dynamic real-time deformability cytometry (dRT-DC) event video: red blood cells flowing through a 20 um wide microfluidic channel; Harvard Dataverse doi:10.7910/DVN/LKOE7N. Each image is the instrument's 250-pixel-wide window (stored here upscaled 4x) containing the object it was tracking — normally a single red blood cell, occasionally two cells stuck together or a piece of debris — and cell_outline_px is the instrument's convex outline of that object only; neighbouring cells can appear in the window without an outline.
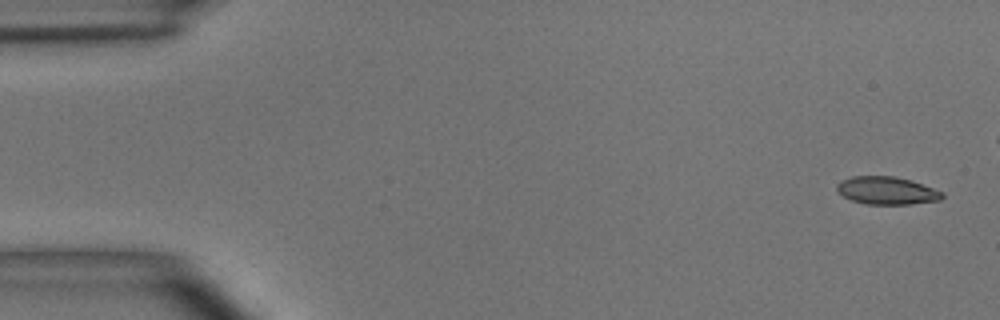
{"species": "common noctule bat (a hibernating species)", "species_latin": "Nyctalus noctula", "temperature_condition": "room temperature", "stored_images_in_passage": 5, "camera_frame_rate_fps": 3000, "um_per_image_px": 0.085, "animal": {"sex": "male", "body_mass_g": 15.6}, "frame": {"image": 1, "passage_image": 1, "time_ms": 0.0, "image_size_px": [1000, 320], "cell_outline_px": [[944, 196], [940, 200], [912, 204], [868, 204], [852, 200], [844, 196], [836, 188], [836, 184], [840, 180], [852, 176], [892, 176], [912, 180], [944, 192]], "centroid_in_image_um": [75.4, 16.19], "position_along_channel_um": 9.6, "area_um2": 17.05}}